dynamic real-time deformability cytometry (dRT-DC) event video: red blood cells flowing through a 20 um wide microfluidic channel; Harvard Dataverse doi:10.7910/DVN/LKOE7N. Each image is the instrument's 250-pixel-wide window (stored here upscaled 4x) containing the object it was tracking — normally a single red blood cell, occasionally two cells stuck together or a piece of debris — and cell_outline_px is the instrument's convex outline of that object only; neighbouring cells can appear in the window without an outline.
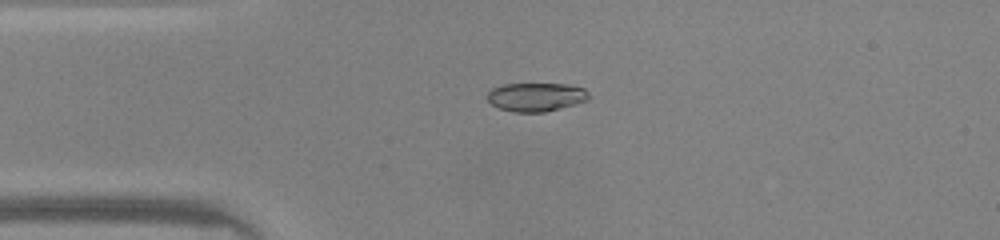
{"species": "common noctule bat (a hibernating species)", "species_latin": "Nyctalus noctula", "temperature_condition": "warm", "stored_images_in_passage": 37, "camera_frame_rate_fps": 3000, "um_per_image_px": 0.085, "animal": {"sex": "male", "body_mass_g": 20.0, "forearm_length_mm": 53.3}, "frame": {"image": 1, "passage_image": 1, "time_ms": 0.0, "image_size_px": [1000, 240], "cell_outline_px": [[588, 100], [576, 104], [544, 112], [512, 112], [500, 108], [492, 104], [488, 100], [488, 92], [492, 88], [504, 84], [564, 84], [584, 88], [588, 92]], "centroid_in_image_um": [45.56, 8.24], "position_along_channel_um": 39.4, "area_um2": 16.82}}
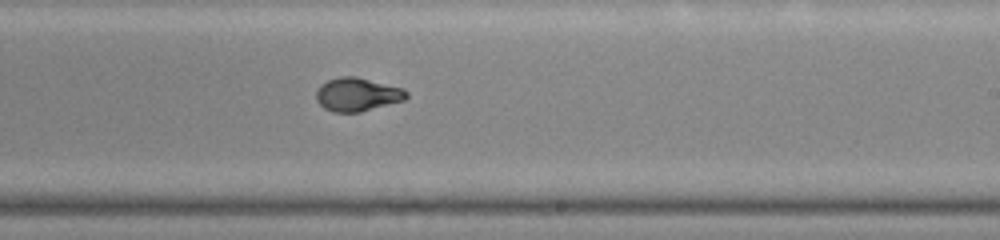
{"frame": {"image": 2, "passage_image": 18, "time_ms": 5.667, "image_size_px": [1000, 240], "cell_outline_px": [[408, 96], [404, 100], [360, 112], [332, 112], [324, 108], [316, 100], [316, 92], [320, 84], [328, 80], [340, 76], [356, 76], [404, 88], [408, 92]], "centroid_in_image_um": [30.37, 8.02], "position_along_channel_um": 258.6, "area_um2": 17.69}}
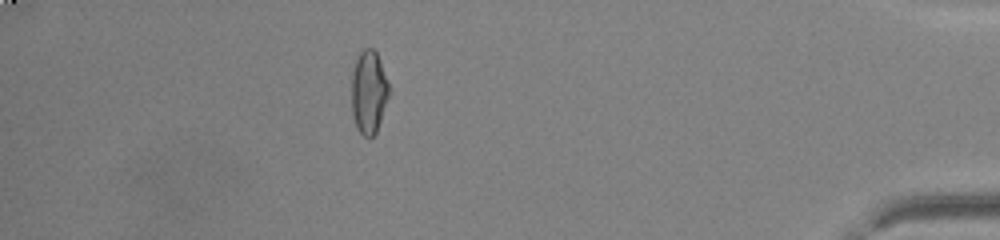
{"frame": {"image": 3, "passage_image": 32, "time_ms": 10.333, "image_size_px": [1000, 240], "cell_outline_px": [[388, 96], [376, 132], [372, 136], [364, 136], [356, 128], [352, 116], [352, 72], [356, 60], [360, 52], [364, 48], [372, 48], [376, 52], [380, 60], [388, 84]], "centroid_in_image_um": [31.32, 7.82], "position_along_channel_um": 403.9, "area_um2": 17.8}, "authors_computed_cell_mechanics": {"area_um2": 17.7446, "velocity_mm_per_s": 4.2447, "shape_relaxation_time_tau1_ms": 4.9669, "shape_relaxation_time_tau2_ms": null, "deformation_change_tau1": 0.2033, "deformation_change_tau2": null}}